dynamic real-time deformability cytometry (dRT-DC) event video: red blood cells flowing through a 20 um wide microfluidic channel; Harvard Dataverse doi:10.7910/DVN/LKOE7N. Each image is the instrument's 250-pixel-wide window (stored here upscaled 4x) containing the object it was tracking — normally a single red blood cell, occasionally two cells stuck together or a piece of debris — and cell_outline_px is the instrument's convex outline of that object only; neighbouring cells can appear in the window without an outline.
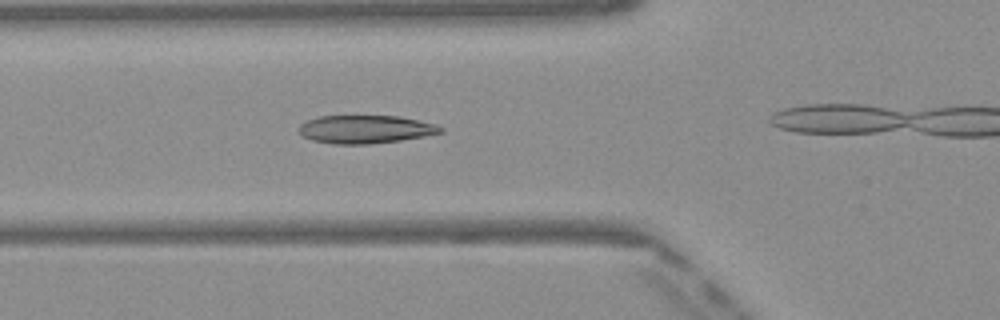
{"species": "Egyptian fruit bat (a non-hibernating species)", "species_latin": "Rousettus aegyptiacus", "temperature_condition": "warm", "stored_images_in_passage": 33, "camera_frame_rate_fps": 3000, "um_per_image_px": 0.085, "frame": {"image": 1, "passage_image": 12, "time_ms": 3.667, "image_size_px": [1000, 320], "cell_outline_px": [[444, 132], [424, 136], [400, 140], [368, 144], [332, 144], [312, 140], [304, 136], [300, 132], [300, 124], [308, 120], [320, 116], [400, 116], [436, 124], [444, 128]], "centroid_in_image_um": [31.09, 10.99], "position_along_channel_um": 94.7, "area_um2": 23.12}}
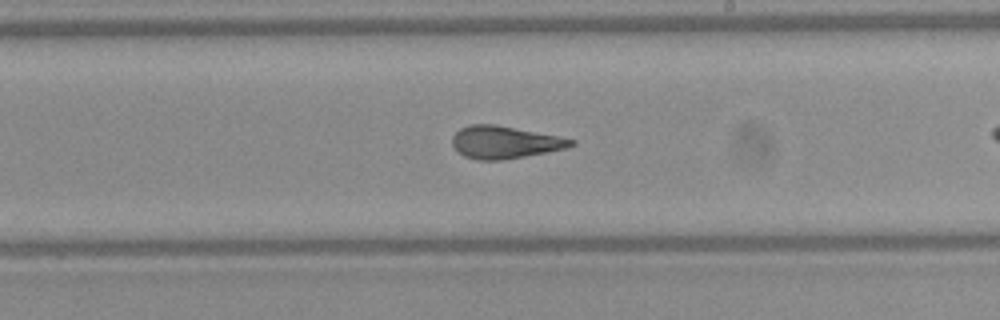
{"frame": {"image": 2, "passage_image": 23, "time_ms": 7.333, "image_size_px": [1000, 320], "cell_outline_px": [[576, 144], [568, 148], [500, 160], [480, 160], [464, 156], [452, 144], [452, 136], [460, 128], [468, 124], [496, 124], [576, 140]], "centroid_in_image_um": [42.89, 12.08], "position_along_channel_um": 246.1, "area_um2": 22.2}}
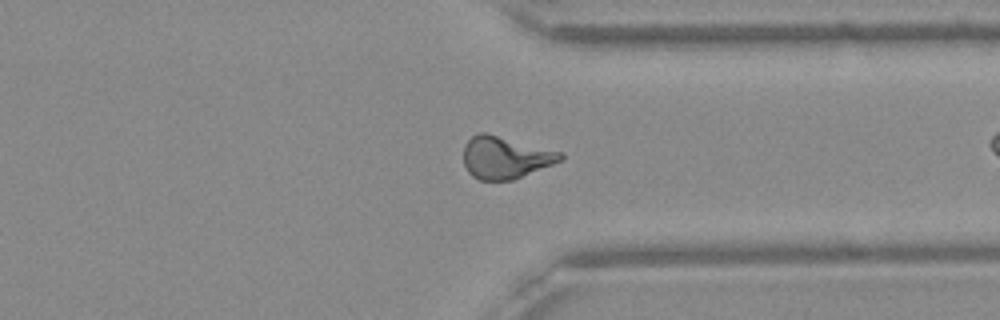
{"frame": {"image": 3, "passage_image": 32, "time_ms": 10.333, "image_size_px": [1000, 320], "cell_outline_px": [[564, 160], [512, 180], [480, 180], [472, 176], [468, 172], [464, 164], [464, 144], [472, 136], [480, 132], [484, 132], [564, 152]], "centroid_in_image_um": [42.97, 13.38], "position_along_channel_um": 368.4, "area_um2": 23.93}}